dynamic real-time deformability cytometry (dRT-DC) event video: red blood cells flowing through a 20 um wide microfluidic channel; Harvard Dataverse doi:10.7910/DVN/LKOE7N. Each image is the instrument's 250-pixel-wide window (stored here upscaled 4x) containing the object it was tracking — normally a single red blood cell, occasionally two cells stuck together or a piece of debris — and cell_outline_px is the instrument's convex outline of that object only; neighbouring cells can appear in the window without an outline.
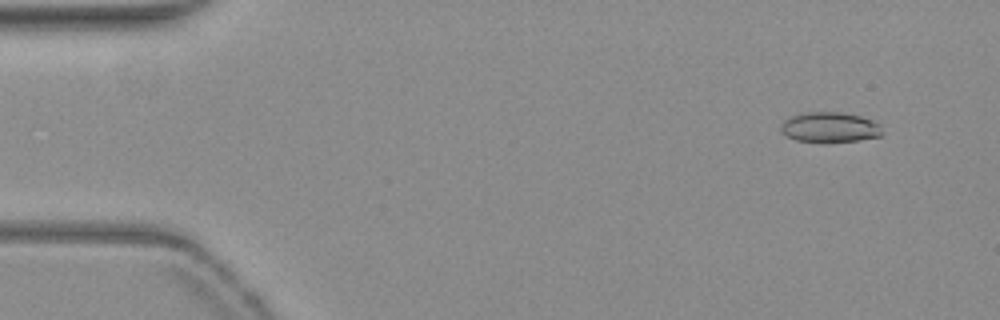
{"species": "common noctule bat (a hibernating species)", "species_latin": "Nyctalus noctula", "temperature_condition": "warm", "stored_images_in_passage": 54, "camera_frame_rate_fps": 3000, "um_per_image_px": 0.085, "animal": {"sex": "female", "body_mass_g": 19.3, "forearm_length_mm": 54.1}, "frame": {"image": 1, "passage_image": 5, "time_ms": 1.333, "image_size_px": [1000, 320], "cell_outline_px": [[880, 136], [856, 140], [796, 140], [780, 132], [780, 124], [784, 120], [792, 116], [804, 112], [840, 112], [860, 116], [872, 120], [880, 124]], "centroid_in_image_um": [70.49, 10.78], "position_along_channel_um": 14.5, "area_um2": 17.22}}
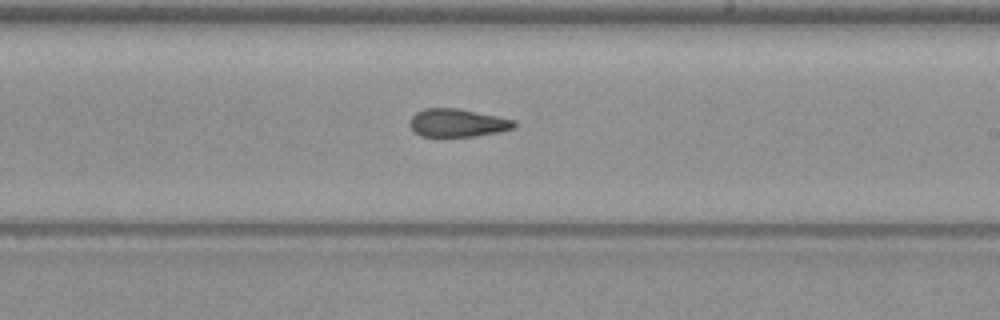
{"frame": {"image": 2, "passage_image": 32, "time_ms": 10.333, "image_size_px": [1000, 320], "cell_outline_px": [[516, 128], [500, 132], [476, 136], [420, 136], [408, 124], [412, 116], [416, 112], [424, 108], [456, 108], [516, 120]], "centroid_in_image_um": [38.9, 10.44], "position_along_channel_um": 250.1, "area_um2": 17.05}}
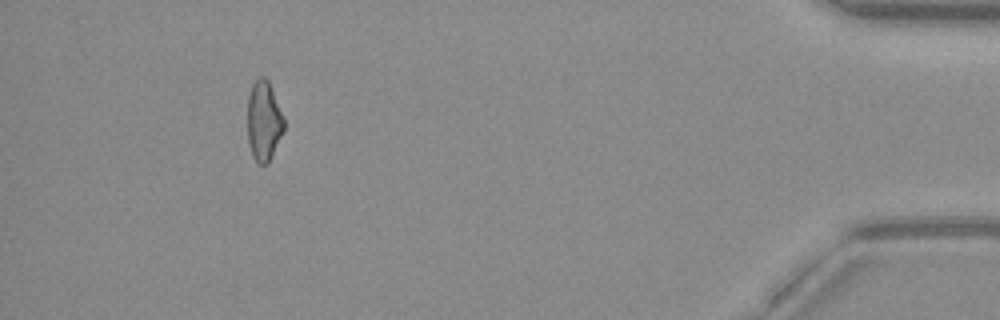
{"frame": {"image": 3, "passage_image": 50, "time_ms": 16.333, "image_size_px": [1000, 320], "cell_outline_px": [[284, 128], [268, 164], [260, 164], [252, 156], [248, 140], [248, 92], [252, 84], [260, 76], [264, 76], [268, 80], [284, 116]], "centroid_in_image_um": [22.41, 10.25], "position_along_channel_um": 412.8, "area_um2": 16.94}, "authors_computed_cell_mechanics": {"area_um2": 17.5134, "velocity_mm_per_s": 3.8423, "shape_relaxation_time_tau1_ms": null, "shape_relaxation_time_tau2_ms": 3.9304, "deformation_change_tau1": null, "deformation_change_tau2": 0.1275}}